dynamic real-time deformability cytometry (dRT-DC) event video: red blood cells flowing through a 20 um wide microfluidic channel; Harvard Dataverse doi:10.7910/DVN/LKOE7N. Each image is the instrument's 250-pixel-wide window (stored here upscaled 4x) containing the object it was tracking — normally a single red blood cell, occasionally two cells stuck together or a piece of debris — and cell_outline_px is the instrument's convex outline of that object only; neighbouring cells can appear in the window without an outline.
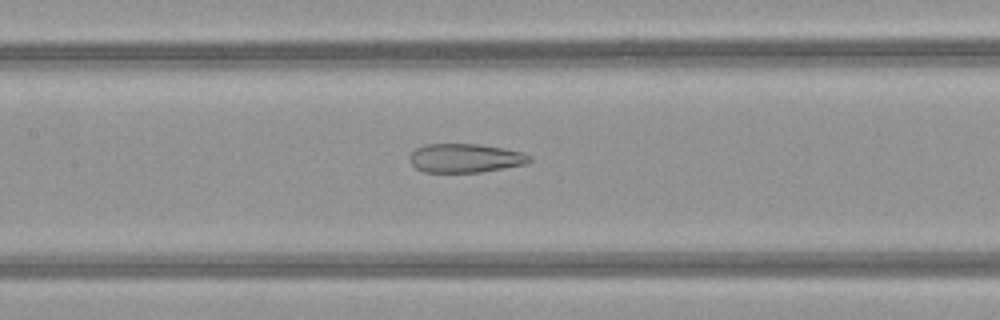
{"species": "common noctule bat (a hibernating species)", "species_latin": "Nyctalus noctula", "temperature_condition": "warm", "stored_images_in_passage": 43, "camera_frame_rate_fps": 3000, "um_per_image_px": 0.085, "animal": {"sex": "female", "body_mass_g": 21.9}, "frame": {"image": 1, "passage_image": 16, "time_ms": 5.0, "image_size_px": [1000, 320], "cell_outline_px": [[532, 160], [524, 164], [504, 168], [480, 172], [424, 172], [416, 168], [412, 164], [412, 152], [416, 148], [428, 144], [480, 144], [504, 148], [524, 152], [532, 156]], "centroid_in_image_um": [39.61, 13.43], "position_along_channel_um": 167.8, "area_um2": 20.06}}
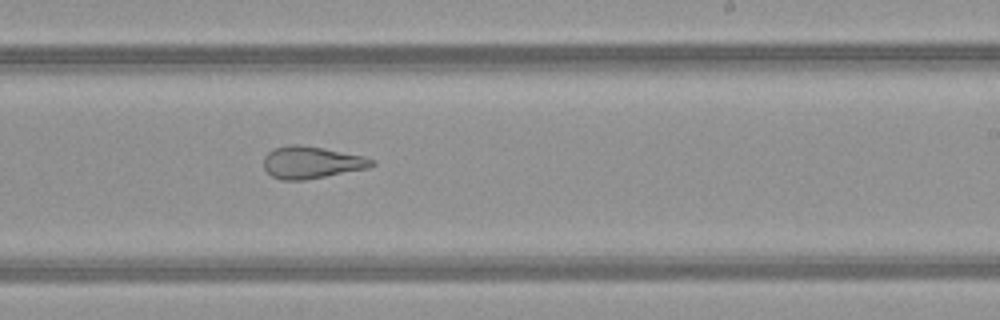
{"frame": {"image": 2, "passage_image": 23, "time_ms": 7.333, "image_size_px": [1000, 320], "cell_outline_px": [[376, 164], [368, 168], [304, 180], [280, 180], [272, 176], [264, 168], [264, 156], [272, 148], [288, 144], [300, 144], [324, 148], [364, 156], [376, 160]], "centroid_in_image_um": [26.47, 13.79], "position_along_channel_um": 262.5, "area_um2": 20.4}}
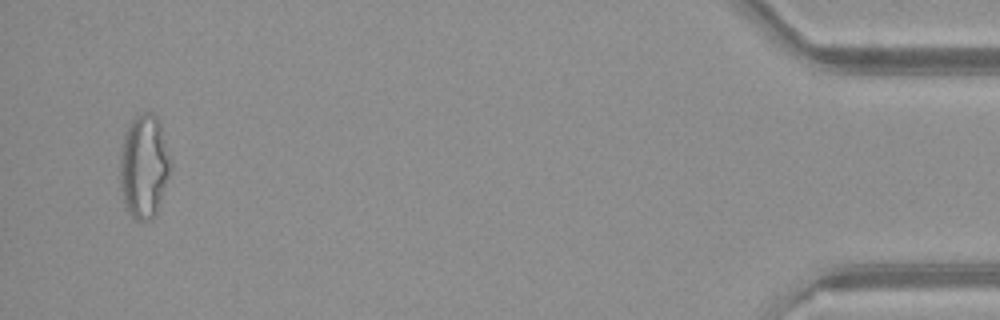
{"frame": {"image": 3, "passage_image": 41, "time_ms": 13.333, "image_size_px": [1000, 320], "cell_outline_px": [[172, 164], [156, 212], [152, 220], [136, 220], [124, 208], [120, 188], [120, 148], [124, 136], [132, 120], [140, 112], [152, 112], [160, 120]], "centroid_in_image_um": [12.22, 14.13], "position_along_channel_um": 423.0, "area_um2": 30.75}, "authors_computed_cell_mechanics": {"area_um2": 24.7962, "velocity_mm_per_s": 4.0721, "shape_relaxation_time_tau1_ms": null, "shape_relaxation_time_tau2_ms": 2.262, "deformation_change_tau1": null, "deformation_change_tau2": 0.1195}}